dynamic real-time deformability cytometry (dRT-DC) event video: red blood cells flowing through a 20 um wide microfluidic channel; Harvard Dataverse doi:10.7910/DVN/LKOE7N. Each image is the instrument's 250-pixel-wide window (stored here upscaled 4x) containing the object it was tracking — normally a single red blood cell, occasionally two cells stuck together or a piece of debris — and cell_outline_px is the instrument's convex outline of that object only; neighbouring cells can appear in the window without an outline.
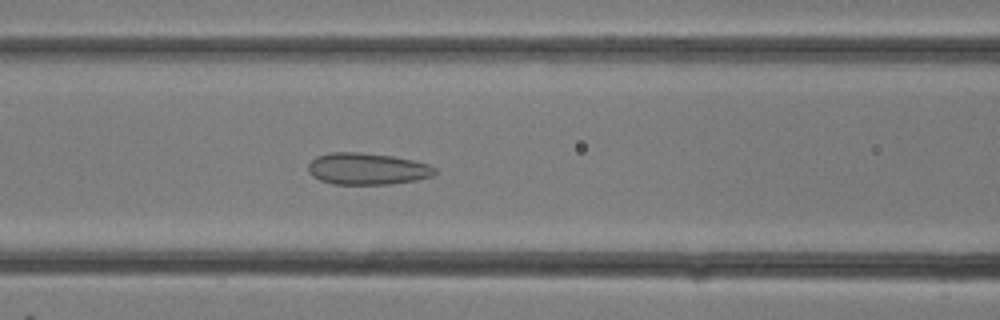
{"species": "common noctule bat (a hibernating species)", "species_latin": "Nyctalus noctula", "temperature_condition": "room temperature", "stored_images_in_passage": 15, "camera_frame_rate_fps": 3000, "um_per_image_px": 0.085, "animal": {"sex": "female"}, "frame": {"image": 1, "passage_image": 13, "time_ms": 4.0, "image_size_px": [1000, 320], "cell_outline_px": [[436, 172], [432, 176], [416, 180], [392, 184], [332, 184], [320, 180], [312, 176], [308, 172], [308, 164], [316, 156], [332, 152], [356, 152], [392, 156], [412, 160], [428, 164], [436, 168]], "centroid_in_image_um": [31.19, 14.35], "position_along_channel_um": 135.4, "area_um2": 23.41}}
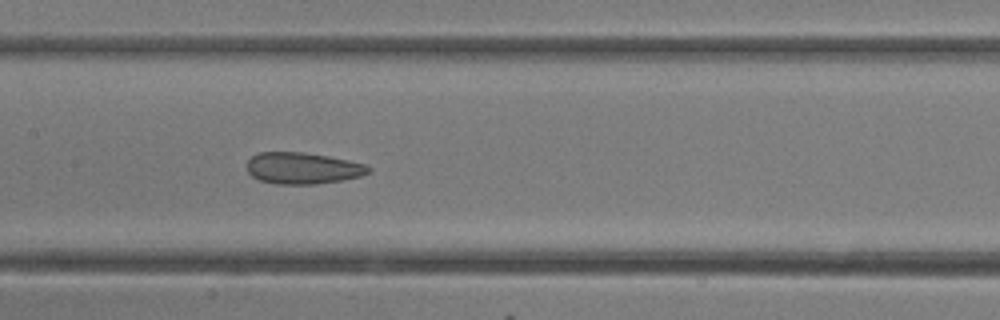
{"frame": {"image": 2, "passage_image": 15, "time_ms": 4.667, "image_size_px": [1000, 320], "cell_outline_px": [[372, 172], [360, 176], [340, 180], [316, 184], [276, 184], [260, 180], [252, 176], [248, 172], [248, 160], [252, 156], [260, 152], [304, 152], [328, 156], [348, 160], [364, 164], [372, 168]], "centroid_in_image_um": [25.75, 14.29], "position_along_channel_um": 181.7, "area_um2": 22.25}}